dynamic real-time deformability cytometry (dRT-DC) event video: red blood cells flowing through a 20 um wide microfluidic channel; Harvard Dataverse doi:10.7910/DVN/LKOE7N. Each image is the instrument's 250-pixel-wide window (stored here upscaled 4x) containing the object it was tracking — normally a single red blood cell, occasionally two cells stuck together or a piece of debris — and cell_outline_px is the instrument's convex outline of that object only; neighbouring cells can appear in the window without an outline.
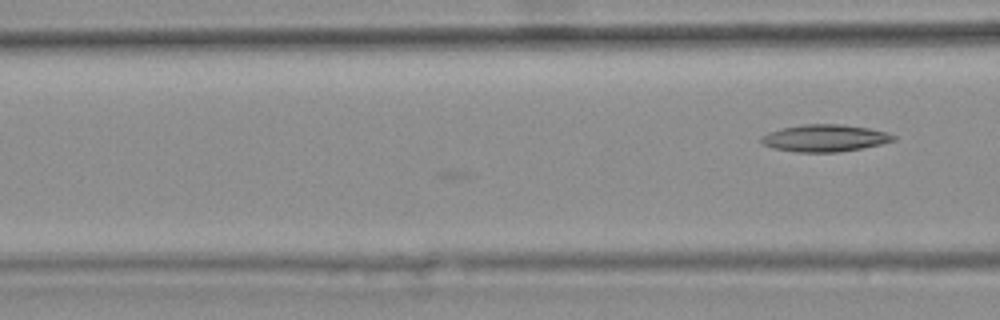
{"species": "common noctule bat (a hibernating species)", "species_latin": "Nyctalus noctula", "temperature_condition": "warm", "stored_images_in_passage": 5, "camera_frame_rate_fps": 3000, "um_per_image_px": 0.085, "animal": {"sex": "female", "body_mass_g": 25.1}, "frame": {"image": 1, "passage_image": 5, "time_ms": 1.333, "image_size_px": [1000, 320], "cell_outline_px": [[896, 140], [880, 144], [840, 152], [796, 152], [772, 148], [764, 144], [760, 140], [760, 136], [768, 132], [784, 128], [804, 124], [840, 124], [868, 128], [884, 132], [896, 136]], "centroid_in_image_um": [70.08, 11.74], "position_along_channel_um": 96.5, "area_um2": 20.69}}